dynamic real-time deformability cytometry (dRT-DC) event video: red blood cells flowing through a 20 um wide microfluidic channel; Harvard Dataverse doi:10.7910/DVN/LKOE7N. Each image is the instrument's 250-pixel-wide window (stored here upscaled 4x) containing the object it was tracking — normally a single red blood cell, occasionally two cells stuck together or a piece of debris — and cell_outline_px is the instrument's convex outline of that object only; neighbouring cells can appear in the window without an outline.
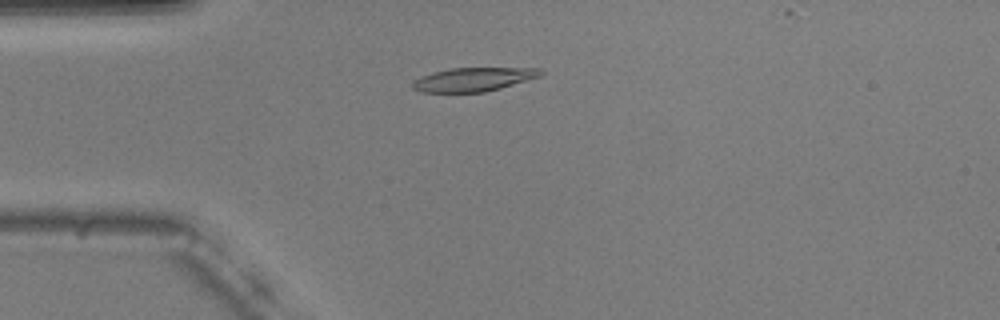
{"species": "common noctule bat (a hibernating species)", "species_latin": "Nyctalus noctula", "temperature_condition": "warm", "stored_images_in_passage": 37, "camera_frame_rate_fps": 3000, "um_per_image_px": 0.085, "animal": {"sex": "male", "body_mass_g": 20.5, "forearm_length_mm": 52.5}, "frame": {"image": 1, "passage_image": 1, "time_ms": 0.0, "image_size_px": [1000, 320], "cell_outline_px": [[544, 72], [540, 76], [500, 88], [484, 92], [420, 92], [412, 88], [412, 80], [420, 76], [452, 68], [540, 68]], "centroid_in_image_um": [40.21, 6.75], "position_along_channel_um": 44.8, "area_um2": 17.57}}
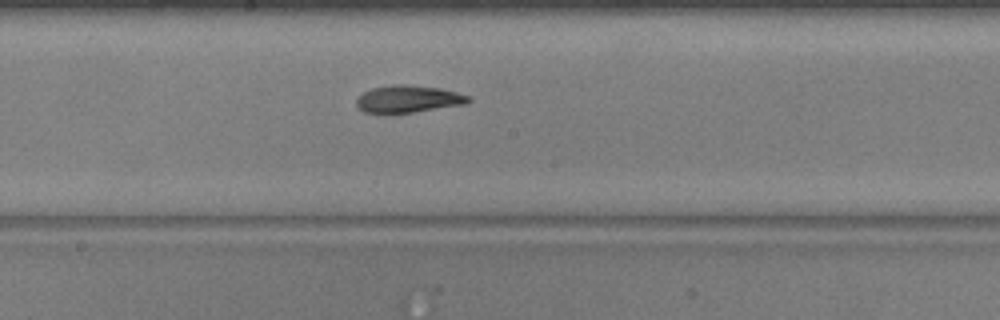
{"frame": {"image": 2, "passage_image": 16, "time_ms": 5.0, "image_size_px": [1000, 320], "cell_outline_px": [[472, 100], [464, 104], [412, 112], [384, 116], [364, 112], [356, 104], [356, 100], [364, 92], [372, 88], [400, 84], [408, 84], [440, 88], [472, 96]], "centroid_in_image_um": [34.68, 8.44], "position_along_channel_um": 213.5, "area_um2": 18.09}}
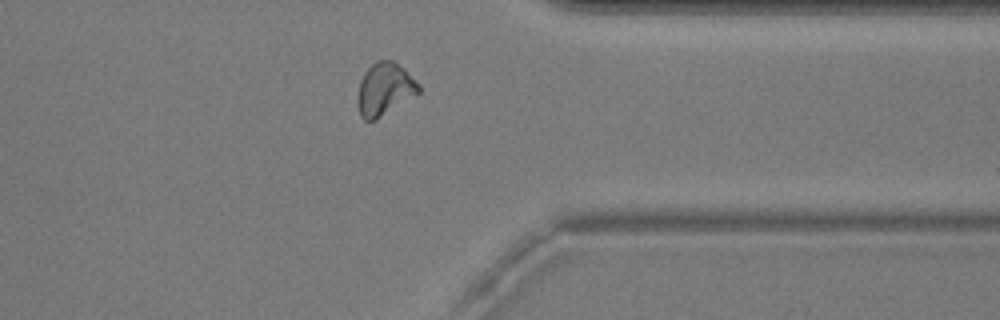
{"frame": {"image": 3, "passage_image": 30, "time_ms": 9.667, "image_size_px": [1000, 320], "cell_outline_px": [[420, 92], [376, 120], [364, 120], [360, 116], [356, 104], [356, 100], [360, 80], [364, 72], [376, 60], [392, 60], [404, 68], [420, 84]], "centroid_in_image_um": [32.67, 7.58], "position_along_channel_um": 378.7, "area_um2": 18.9}}